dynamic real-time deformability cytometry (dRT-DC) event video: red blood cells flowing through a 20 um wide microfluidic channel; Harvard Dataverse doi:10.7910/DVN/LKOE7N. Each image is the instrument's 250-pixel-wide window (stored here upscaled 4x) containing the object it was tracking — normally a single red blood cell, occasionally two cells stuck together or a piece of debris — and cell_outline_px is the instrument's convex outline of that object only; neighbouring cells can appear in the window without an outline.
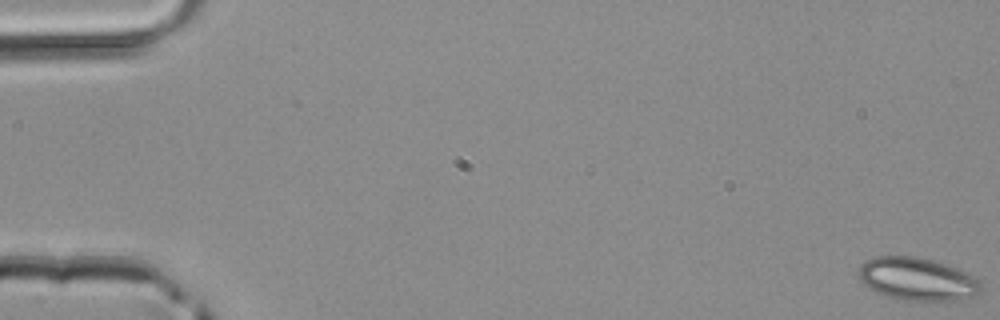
{"species": "common noctule bat (a hibernating species)", "species_latin": "Nyctalus noctula", "temperature_condition": "room temperature", "stored_images_in_passage": 5, "camera_frame_rate_fps": 3000, "um_per_image_px": 0.085, "animal": {"sex": "male", "body_mass_g": 20.4}, "frame": {"image": 1, "passage_image": 1, "time_ms": 0.0, "image_size_px": [1000, 320], "cell_outline_px": [[980, 292], [976, 296], [956, 300], [904, 300], [884, 296], [868, 288], [860, 280], [860, 264], [876, 256], [916, 256], [932, 260], [944, 264], [976, 276], [980, 284]], "centroid_in_image_um": [77.96, 23.72], "position_along_channel_um": 7.0, "area_um2": 30.4}}